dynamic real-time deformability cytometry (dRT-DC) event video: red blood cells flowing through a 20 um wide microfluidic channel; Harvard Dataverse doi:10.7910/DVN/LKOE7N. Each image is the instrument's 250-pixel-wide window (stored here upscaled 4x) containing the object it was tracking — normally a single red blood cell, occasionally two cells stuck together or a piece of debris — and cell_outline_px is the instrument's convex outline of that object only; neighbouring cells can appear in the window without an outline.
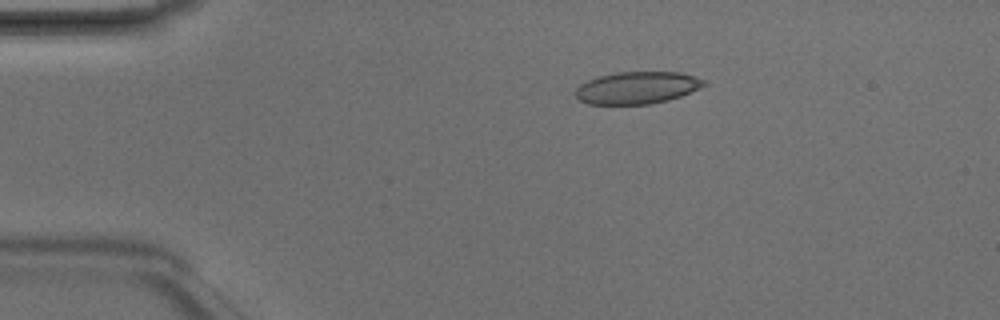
{"species": "Egyptian fruit bat (a non-hibernating species)", "species_latin": "Rousettus aegyptiacus", "temperature_condition": "room temperature", "stored_images_in_passage": 2, "camera_frame_rate_fps": 3000, "um_per_image_px": 0.085, "animal": {"sex": "male"}, "frame": {"image": 1, "passage_image": 1, "time_ms": 0.0, "image_size_px": [1000, 320], "cell_outline_px": [[708, 84], [700, 88], [680, 96], [668, 100], [648, 104], [588, 104], [580, 100], [576, 96], [576, 88], [580, 84], [588, 80], [600, 76], [616, 72], [680, 72], [704, 80]], "centroid_in_image_um": [54.15, 7.46], "position_along_channel_um": 30.8, "area_um2": 23.93}}